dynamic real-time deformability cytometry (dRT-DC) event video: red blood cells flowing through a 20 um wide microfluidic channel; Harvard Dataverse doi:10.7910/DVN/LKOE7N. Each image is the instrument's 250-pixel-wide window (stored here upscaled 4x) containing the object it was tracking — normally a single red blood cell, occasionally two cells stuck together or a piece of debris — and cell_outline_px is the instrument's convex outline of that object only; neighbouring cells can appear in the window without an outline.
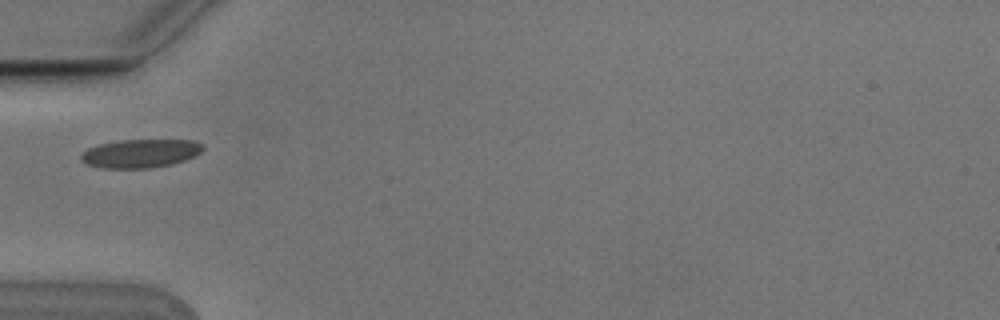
{"species": "Egyptian fruit bat (a non-hibernating species)", "species_latin": "Rousettus aegyptiacus", "temperature_condition": "cold", "stored_images_in_passage": 1, "camera_frame_rate_fps": 3000, "um_per_image_px": 0.085, "animal": {"sex": "male"}, "frame": {"image": 1, "passage_image": 1, "time_ms": 0.0, "image_size_px": [1000, 320], "cell_outline_px": [[204, 148], [200, 152], [184, 160], [172, 164], [148, 168], [104, 168], [88, 164], [80, 160], [80, 156], [88, 148], [100, 144], [120, 140], [192, 140], [204, 144]], "centroid_in_image_um": [11.94, 13.03], "position_along_channel_um": 73.1, "area_um2": 20.06}}